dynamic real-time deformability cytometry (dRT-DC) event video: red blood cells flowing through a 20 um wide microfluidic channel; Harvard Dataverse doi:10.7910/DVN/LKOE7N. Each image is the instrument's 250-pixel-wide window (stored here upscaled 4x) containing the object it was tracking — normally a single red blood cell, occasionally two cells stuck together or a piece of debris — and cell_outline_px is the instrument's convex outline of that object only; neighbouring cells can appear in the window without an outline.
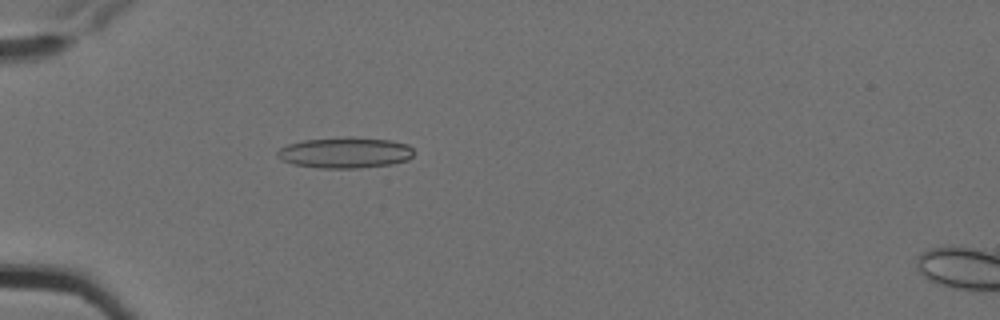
{"species": "Egyptian fruit bat (a non-hibernating species)", "species_latin": "Rousettus aegyptiacus", "temperature_condition": "cold", "stored_images_in_passage": 2, "camera_frame_rate_fps": 3000, "um_per_image_px": 0.085, "animal": {"sex": "female"}, "frame": {"image": 1, "passage_image": 1, "time_ms": 0.0, "image_size_px": [1000, 320], "cell_outline_px": [[412, 156], [408, 160], [392, 164], [360, 168], [320, 168], [292, 164], [280, 160], [276, 156], [276, 152], [280, 148], [288, 144], [304, 140], [348, 136], [388, 140], [408, 144], [412, 148]], "centroid_in_image_um": [29.3, 12.98], "position_along_channel_um": 55.7, "area_um2": 24.74}}